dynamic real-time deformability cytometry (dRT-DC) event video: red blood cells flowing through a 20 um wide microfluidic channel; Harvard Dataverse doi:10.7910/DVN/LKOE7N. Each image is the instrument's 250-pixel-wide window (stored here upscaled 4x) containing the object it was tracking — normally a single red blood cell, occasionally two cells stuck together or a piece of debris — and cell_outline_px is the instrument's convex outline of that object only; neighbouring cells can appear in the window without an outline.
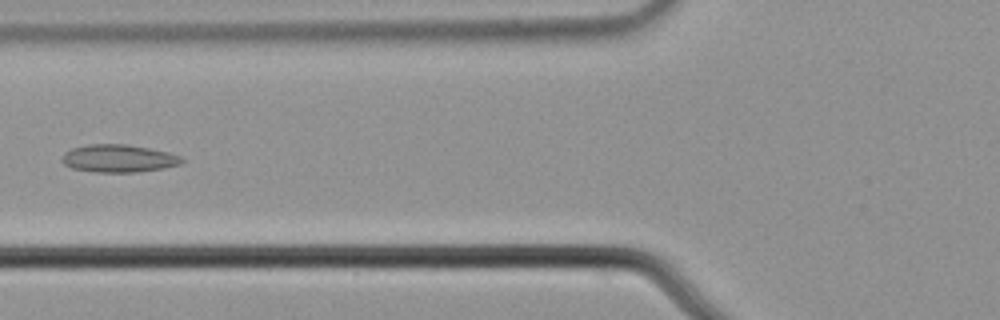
{"species": "common noctule bat (a hibernating species)", "species_latin": "Nyctalus noctula", "temperature_condition": "cold", "stored_images_in_passage": 9, "camera_frame_rate_fps": 3000, "um_per_image_px": 0.085, "animal": {"sex": "male", "body_mass_g": 21.5, "forearm_length_mm": 52.0}, "frame": {"image": 1, "passage_image": 6, "time_ms": 1.667, "image_size_px": [1000, 320], "cell_outline_px": [[184, 160], [180, 164], [164, 168], [136, 172], [96, 172], [72, 168], [64, 164], [60, 160], [64, 152], [72, 148], [88, 144], [124, 144], [148, 148], [168, 152], [180, 156]], "centroid_in_image_um": [10.05, 13.46], "position_along_channel_um": 115.8, "area_um2": 19.31}}
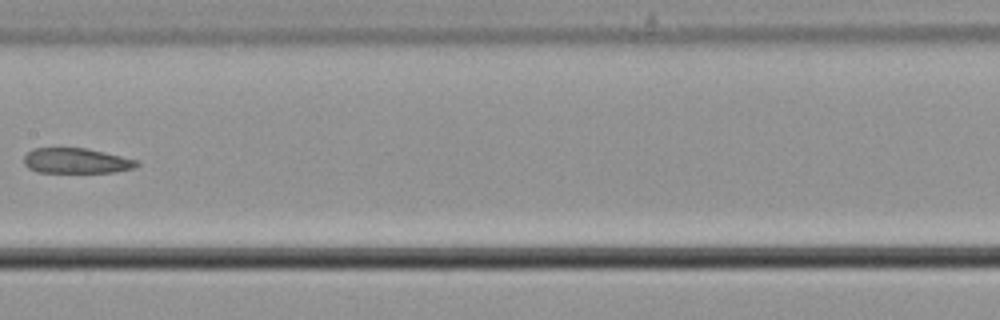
{"frame": {"image": 2, "passage_image": 8, "time_ms": 2.333, "image_size_px": [1000, 320], "cell_outline_px": [[140, 164], [136, 168], [116, 172], [36, 172], [28, 168], [24, 164], [24, 156], [32, 148], [88, 148], [136, 160]], "centroid_in_image_um": [6.48, 13.67], "position_along_channel_um": 200.9, "area_um2": 16.65}}
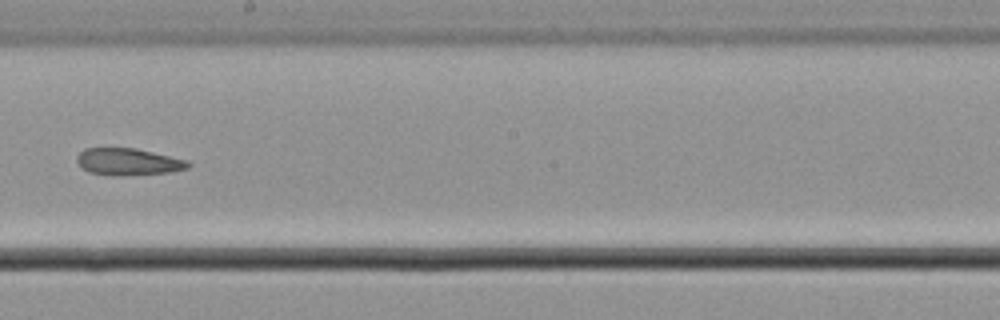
{"frame": {"image": 3, "passage_image": 9, "time_ms": 2.667, "image_size_px": [1000, 320], "cell_outline_px": [[192, 164], [188, 168], [168, 172], [116, 176], [112, 176], [88, 172], [76, 160], [76, 156], [84, 148], [136, 148], [188, 160]], "centroid_in_image_um": [10.9, 13.74], "position_along_channel_um": 237.3, "area_um2": 17.46}}